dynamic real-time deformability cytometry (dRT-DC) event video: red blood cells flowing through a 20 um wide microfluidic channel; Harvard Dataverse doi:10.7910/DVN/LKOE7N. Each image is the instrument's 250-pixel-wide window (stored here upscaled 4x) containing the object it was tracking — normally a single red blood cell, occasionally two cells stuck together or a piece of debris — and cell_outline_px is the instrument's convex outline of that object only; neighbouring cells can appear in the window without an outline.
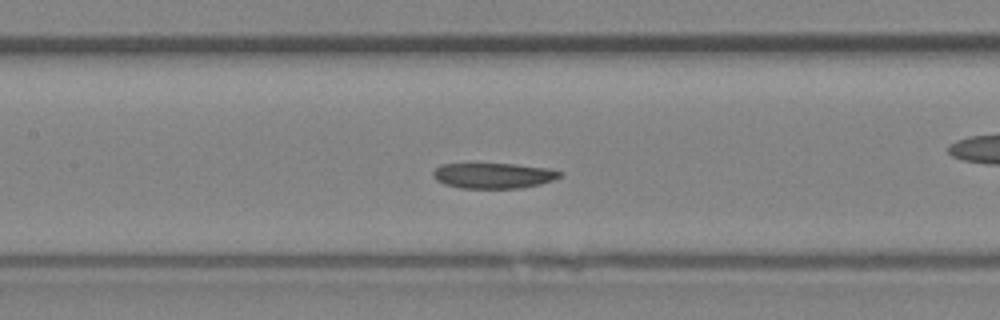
{"species": "Egyptian fruit bat (a non-hibernating species)", "species_latin": "Rousettus aegyptiacus", "temperature_condition": "room temperature", "stored_images_in_passage": 31, "camera_frame_rate_fps": 3000, "um_per_image_px": 0.085, "animal": {"sex": "female"}, "frame": {"image": 1, "passage_image": 18, "time_ms": 5.667, "image_size_px": [1000, 320], "cell_outline_px": [[564, 172], [560, 176], [552, 180], [540, 184], [520, 188], [460, 188], [444, 184], [436, 180], [432, 176], [432, 172], [440, 164], [516, 164], [548, 168]], "centroid_in_image_um": [41.93, 14.92], "position_along_channel_um": 165.5, "area_um2": 18.84}}
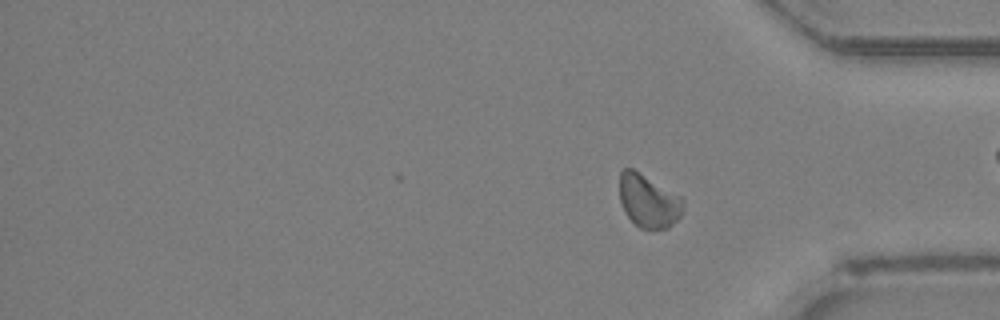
{"frame": {"image": 2, "passage_image": 31, "time_ms": 10.0, "image_size_px": [1000, 320], "cell_outline_px": [[684, 204], [680, 216], [668, 228], [640, 228], [624, 212], [620, 200], [620, 172], [624, 168], [632, 168], [684, 196]], "centroid_in_image_um": [55.15, 17.05], "position_along_channel_um": 380.1, "area_um2": 19.83}}